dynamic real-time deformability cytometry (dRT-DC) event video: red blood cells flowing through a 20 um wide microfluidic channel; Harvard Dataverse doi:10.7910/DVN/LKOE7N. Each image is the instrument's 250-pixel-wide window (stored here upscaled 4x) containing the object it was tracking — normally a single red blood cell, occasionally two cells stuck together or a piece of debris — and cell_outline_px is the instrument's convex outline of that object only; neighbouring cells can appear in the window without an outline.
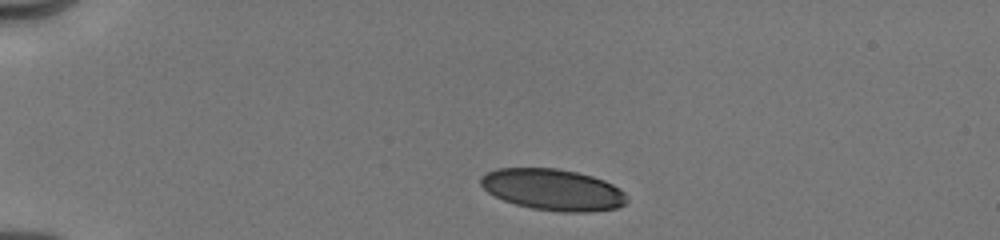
{"species": "human", "species_latin": "Homo sapiens", "temperature_condition": "cold", "stored_images_in_passage": 6, "camera_frame_rate_fps": 3000, "um_per_image_px": 0.085, "donor": {"sex": "male"}, "frame": {"image": 1, "passage_image": 1, "time_ms": 0.0, "image_size_px": [1000, 240], "cell_outline_px": [[628, 200], [624, 204], [616, 208], [588, 212], [560, 212], [532, 208], [516, 204], [504, 200], [488, 192], [480, 184], [480, 176], [496, 168], [556, 168], [576, 172], [592, 176], [604, 180], [620, 188], [628, 196]], "centroid_in_image_um": [47.01, 16.12], "position_along_channel_um": 38.0, "area_um2": 35.26}}
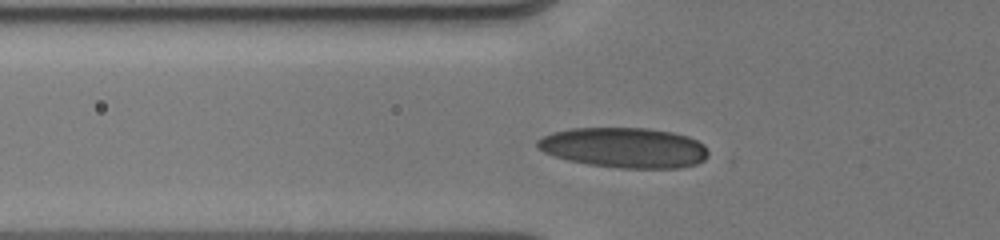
{"frame": {"image": 2, "passage_image": 5, "time_ms": 2.333, "image_size_px": [1000, 240], "cell_outline_px": [[708, 156], [704, 160], [696, 164], [680, 168], [620, 168], [588, 164], [568, 160], [544, 152], [536, 148], [536, 140], [552, 132], [572, 128], [648, 128], [672, 132], [688, 136], [704, 144], [708, 152]], "centroid_in_image_um": [53.06, 12.55], "position_along_channel_um": 72.7, "area_um2": 40.17}}